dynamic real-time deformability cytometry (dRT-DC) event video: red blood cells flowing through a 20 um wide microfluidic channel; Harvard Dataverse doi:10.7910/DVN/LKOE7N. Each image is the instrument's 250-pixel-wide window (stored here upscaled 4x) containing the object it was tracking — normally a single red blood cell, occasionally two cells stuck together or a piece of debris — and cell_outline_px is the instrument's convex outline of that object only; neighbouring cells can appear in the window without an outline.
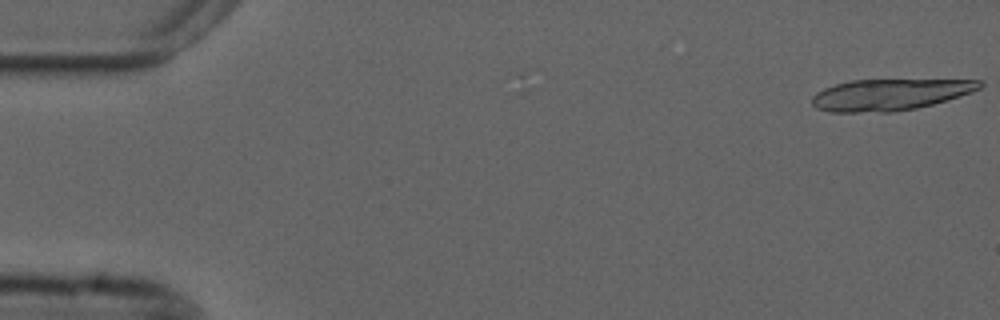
{"species": "common noctule bat (a hibernating species)", "species_latin": "Nyctalus noctula", "temperature_condition": "cold", "stored_images_in_passage": 5, "camera_frame_rate_fps": 3000, "um_per_image_px": 0.085, "animal": {"sex": "male", "forearm_length_mm": 52.5}, "frame": {"image": 1, "passage_image": 1, "time_ms": 0.0, "image_size_px": [1000, 320], "cell_outline_px": [[984, 84], [980, 88], [972, 92], [932, 104], [916, 108], [892, 112], [828, 112], [816, 108], [812, 104], [812, 96], [816, 92], [824, 88], [848, 80], [984, 80]], "centroid_in_image_um": [75.6, 8.04], "position_along_channel_um": 9.4, "area_um2": 30.63}}